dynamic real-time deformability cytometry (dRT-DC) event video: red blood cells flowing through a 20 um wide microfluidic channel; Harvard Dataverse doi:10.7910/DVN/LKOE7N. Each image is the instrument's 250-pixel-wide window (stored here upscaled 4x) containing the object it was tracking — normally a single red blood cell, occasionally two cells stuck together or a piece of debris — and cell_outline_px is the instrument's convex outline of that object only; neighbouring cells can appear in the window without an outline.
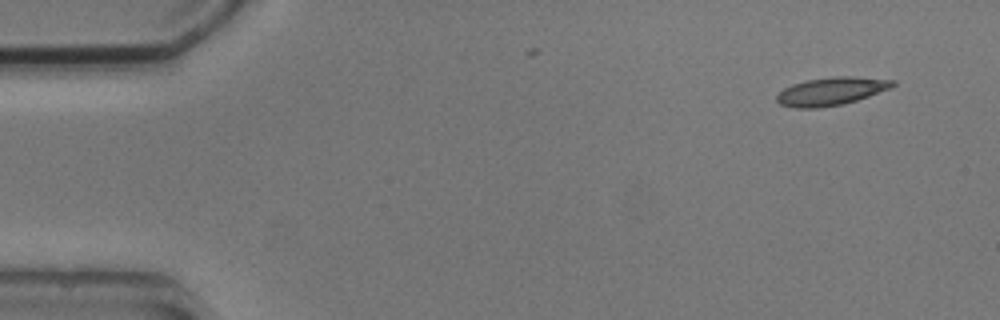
{"species": "common noctule bat (a hibernating species)", "species_latin": "Nyctalus noctula", "temperature_condition": "cold", "stored_images_in_passage": 2, "camera_frame_rate_fps": 3000, "um_per_image_px": 0.085, "animal": {"sex": "male", "body_mass_g": 20.5, "forearm_length_mm": 52.5}, "frame": {"image": 1, "passage_image": 1, "time_ms": 0.0, "image_size_px": [1000, 320], "cell_outline_px": [[896, 84], [892, 88], [844, 104], [820, 108], [796, 108], [780, 104], [776, 100], [776, 96], [784, 88], [792, 84], [808, 80], [832, 76], [852, 76], [896, 80]], "centroid_in_image_um": [70.67, 7.75], "position_along_channel_um": 14.3, "area_um2": 19.02}}